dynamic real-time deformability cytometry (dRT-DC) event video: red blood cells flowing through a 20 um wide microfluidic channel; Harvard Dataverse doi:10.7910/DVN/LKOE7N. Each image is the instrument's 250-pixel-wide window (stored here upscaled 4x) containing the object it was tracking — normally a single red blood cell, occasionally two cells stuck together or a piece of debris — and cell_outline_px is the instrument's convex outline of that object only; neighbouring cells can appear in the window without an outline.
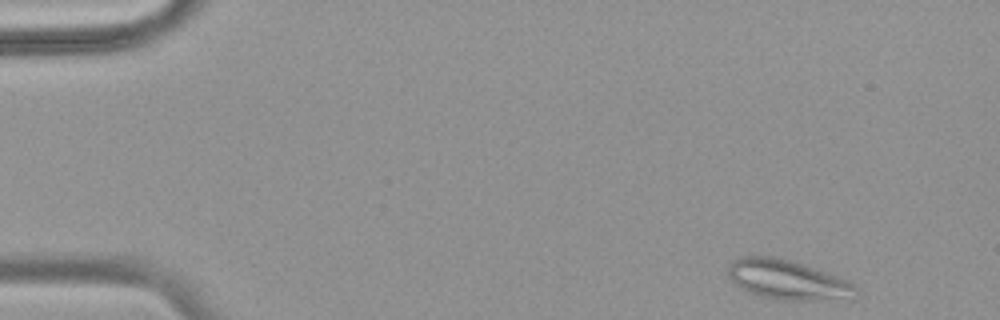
{"species": "common noctule bat (a hibernating species)", "species_latin": "Nyctalus noctula", "temperature_condition": "warm", "stored_images_in_passage": 51, "camera_frame_rate_fps": 3000, "um_per_image_px": 0.085, "animal": {"sex": "female", "body_mass_g": 18.4}, "frame": {"image": 1, "passage_image": 1, "time_ms": 0.0, "image_size_px": [1000, 320], "cell_outline_px": [[856, 288], [852, 300], [780, 300], [760, 296], [736, 284], [728, 276], [728, 264], [732, 260], [740, 256], [772, 256], [788, 260], [848, 280], [856, 284]], "centroid_in_image_um": [66.96, 23.79], "position_along_channel_um": 18.0, "area_um2": 29.25}}
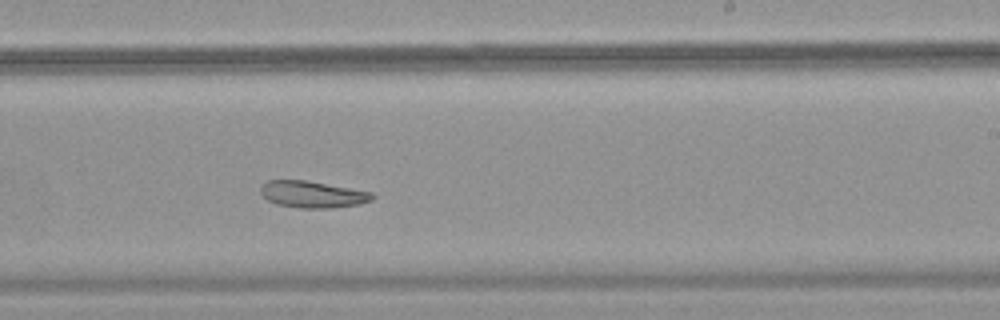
{"frame": {"image": 2, "passage_image": 30, "time_ms": 9.667, "image_size_px": [1000, 320], "cell_outline_px": [[376, 196], [372, 200], [360, 204], [332, 208], [300, 208], [276, 204], [268, 200], [260, 192], [260, 188], [268, 180], [304, 180], [372, 192]], "centroid_in_image_um": [26.58, 16.53], "position_along_channel_um": 262.4, "area_um2": 17.28}}
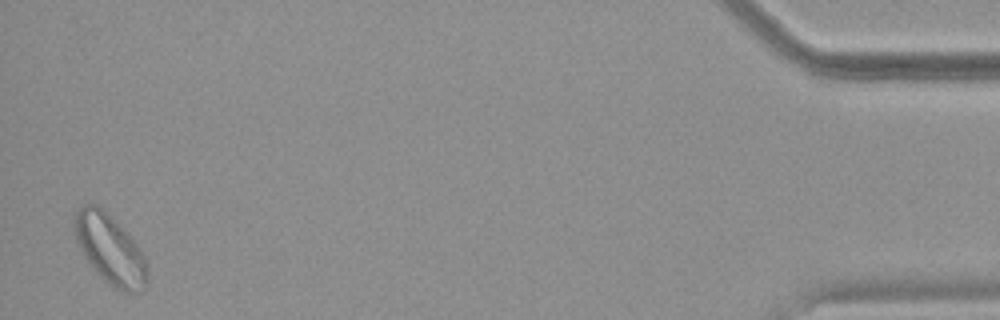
{"frame": {"image": 3, "passage_image": 50, "time_ms": 16.333, "image_size_px": [1000, 320], "cell_outline_px": [[148, 284], [140, 292], [124, 292], [108, 284], [92, 268], [84, 256], [76, 240], [72, 224], [76, 212], [84, 204], [96, 204], [136, 244], [144, 256], [148, 268]], "centroid_in_image_um": [9.34, 21.25], "position_along_channel_um": 425.9, "area_um2": 29.02}}